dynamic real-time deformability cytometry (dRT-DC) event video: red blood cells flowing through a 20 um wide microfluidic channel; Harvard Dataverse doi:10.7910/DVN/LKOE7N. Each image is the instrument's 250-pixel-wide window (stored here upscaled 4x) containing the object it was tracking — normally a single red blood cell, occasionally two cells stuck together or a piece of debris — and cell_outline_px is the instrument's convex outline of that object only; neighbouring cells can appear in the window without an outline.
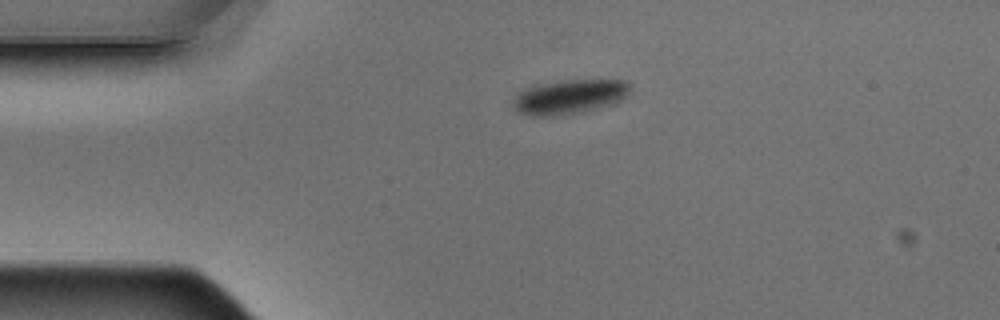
{"species": "Egyptian fruit bat (a non-hibernating species)", "species_latin": "Rousettus aegyptiacus", "temperature_condition": "warm", "stored_images_in_passage": 5, "camera_frame_rate_fps": 3000, "um_per_image_px": 0.085, "animal": {"sex": "male"}, "frame": {"image": 1, "passage_image": 5, "time_ms": 1.333, "image_size_px": [1000, 320], "cell_outline_px": [[628, 96], [612, 104], [552, 116], [532, 116], [520, 112], [512, 104], [516, 96], [524, 88], [536, 84], [560, 80], [628, 80]], "centroid_in_image_um": [48.38, 8.19], "position_along_channel_um": 36.6, "area_um2": 22.95}}